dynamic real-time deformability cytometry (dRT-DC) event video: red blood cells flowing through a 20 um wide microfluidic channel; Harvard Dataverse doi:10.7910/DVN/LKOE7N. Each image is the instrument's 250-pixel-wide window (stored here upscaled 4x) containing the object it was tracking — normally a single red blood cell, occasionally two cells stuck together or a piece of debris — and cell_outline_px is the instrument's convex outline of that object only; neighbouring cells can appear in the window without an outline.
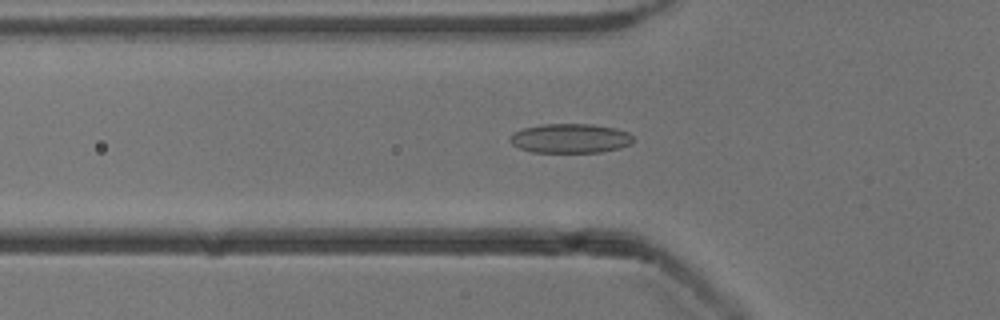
{"species": "common noctule bat (a hibernating species)", "species_latin": "Nyctalus noctula", "temperature_condition": "cold", "stored_images_in_passage": 52, "camera_frame_rate_fps": 3000, "um_per_image_px": 0.085, "animal": {"sex": "male", "body_mass_g": 13.3}, "frame": {"image": 1, "passage_image": 17, "time_ms": 5.333, "image_size_px": [1000, 320], "cell_outline_px": [[632, 144], [620, 148], [600, 152], [532, 152], [520, 148], [512, 144], [508, 140], [508, 136], [512, 132], [524, 128], [540, 124], [592, 124], [616, 128], [628, 132], [632, 136]], "centroid_in_image_um": [48.44, 11.75], "position_along_channel_um": 77.4, "area_um2": 21.27}}
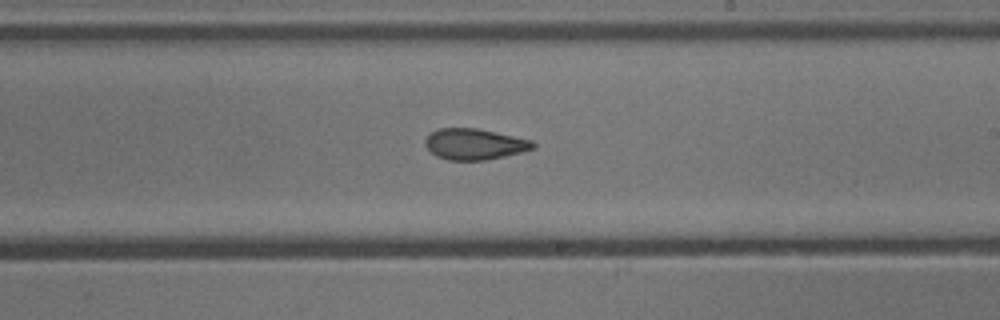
{"frame": {"image": 2, "passage_image": 30, "time_ms": 9.667, "image_size_px": [1000, 320], "cell_outline_px": [[536, 148], [524, 152], [484, 160], [448, 160], [436, 156], [424, 144], [424, 140], [436, 128], [476, 128], [532, 140], [536, 144]], "centroid_in_image_um": [40.35, 12.25], "position_along_channel_um": 248.7, "area_um2": 19.48}}
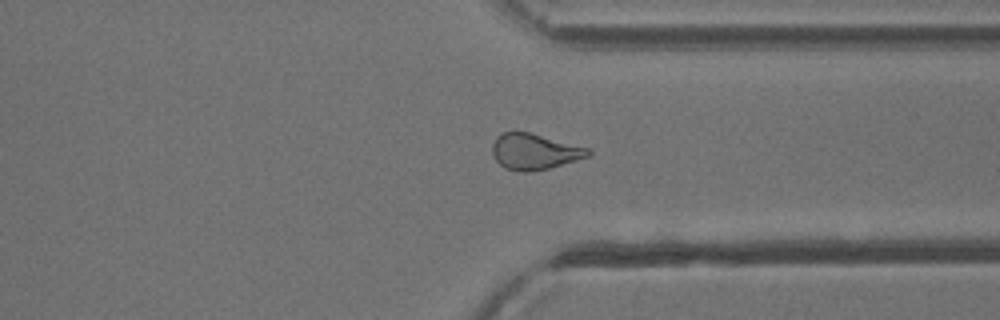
{"frame": {"image": 3, "passage_image": 39, "time_ms": 12.667, "image_size_px": [1000, 320], "cell_outline_px": [[592, 152], [588, 156], [576, 160], [548, 168], [524, 172], [504, 168], [496, 160], [492, 152], [492, 144], [496, 136], [504, 132], [528, 132], [588, 148]], "centroid_in_image_um": [45.39, 12.88], "position_along_channel_um": 366.0, "area_um2": 19.65}, "authors_computed_cell_mechanics": {"area_um2": 20.7791, "velocity_mm_per_s": 3.9204, "shape_relaxation_time_tau1_ms": 5.9743, "shape_relaxation_time_tau2_ms": 3.2344, "deformation_change_tau1": 0.1193, "deformation_change_tau2": 0.1059}}